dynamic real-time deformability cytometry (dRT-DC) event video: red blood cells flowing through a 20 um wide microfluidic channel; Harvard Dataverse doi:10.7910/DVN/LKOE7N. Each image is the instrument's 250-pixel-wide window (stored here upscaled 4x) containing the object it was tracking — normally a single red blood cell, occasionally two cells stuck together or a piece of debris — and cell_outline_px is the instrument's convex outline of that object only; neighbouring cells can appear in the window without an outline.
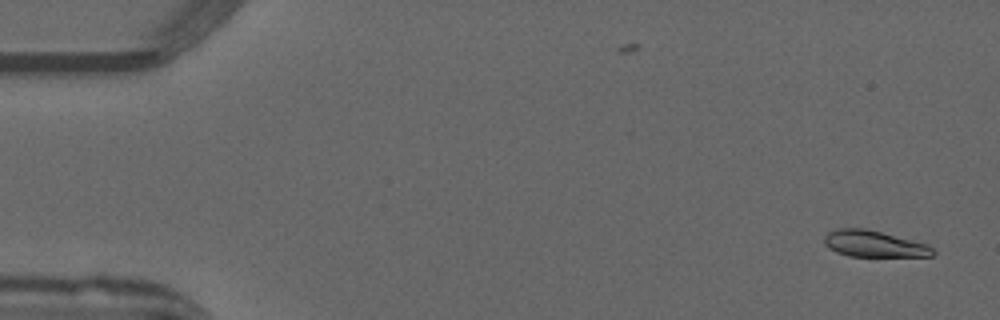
{"species": "common noctule bat (a hibernating species)", "species_latin": "Nyctalus noctula", "temperature_condition": "warm", "stored_images_in_passage": 52, "camera_frame_rate_fps": 3000, "um_per_image_px": 0.085, "animal": {"sex": "male", "forearm_length_mm": 52.5}, "frame": {"image": 1, "passage_image": 2, "time_ms": 0.333, "image_size_px": [1000, 320], "cell_outline_px": [[936, 252], [932, 256], [848, 256], [836, 252], [828, 248], [824, 244], [824, 236], [828, 232], [836, 228], [864, 228], [928, 244]], "centroid_in_image_um": [74.25, 20.73], "position_along_channel_um": 10.8, "area_um2": 16.65}}
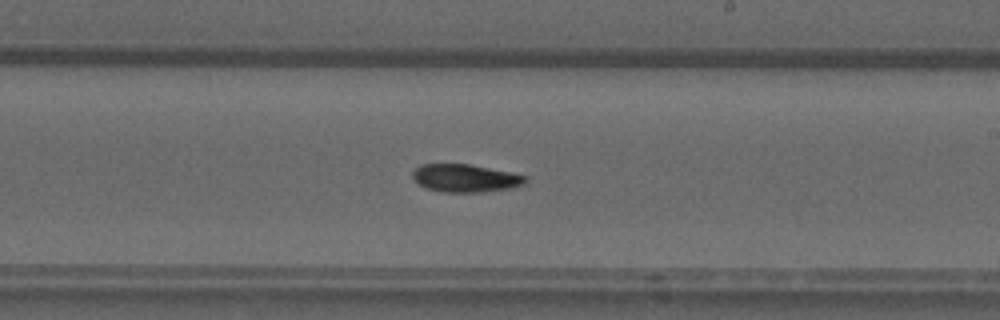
{"frame": {"image": 2, "passage_image": 30, "time_ms": 9.667, "image_size_px": [1000, 320], "cell_outline_px": [[528, 180], [524, 184], [512, 188], [476, 192], [444, 192], [428, 188], [420, 184], [412, 176], [412, 172], [420, 164], [468, 164], [508, 172], [524, 176]], "centroid_in_image_um": [39.54, 15.14], "position_along_channel_um": 249.5, "area_um2": 17.92}}
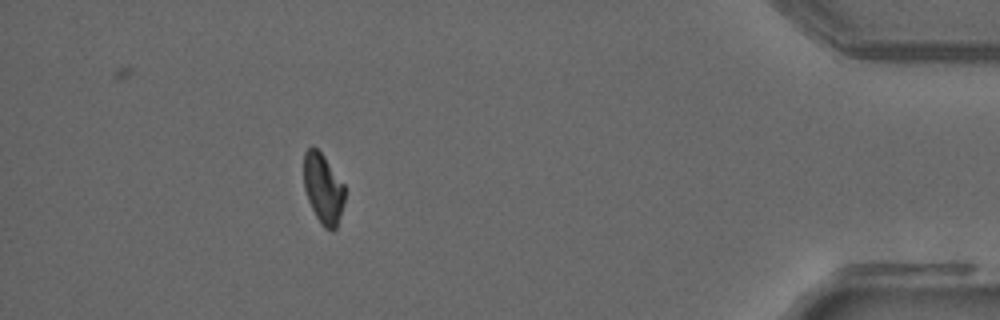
{"frame": {"image": 3, "passage_image": 46, "time_ms": 15.0, "image_size_px": [1000, 320], "cell_outline_px": [[344, 200], [336, 228], [332, 232], [324, 228], [320, 224], [308, 200], [304, 188], [304, 152], [308, 148], [316, 148], [324, 156], [344, 184]], "centroid_in_image_um": [27.46, 16.05], "position_along_channel_um": 407.7, "area_um2": 16.59}, "authors_computed_cell_mechanics": {"area_um2": 17.8891, "velocity_mm_per_s": 3.9884, "shape_relaxation_time_tau1_ms": 9.2542, "shape_relaxation_time_tau2_ms": null, "deformation_change_tau1": 0.2437, "deformation_change_tau2": null}}